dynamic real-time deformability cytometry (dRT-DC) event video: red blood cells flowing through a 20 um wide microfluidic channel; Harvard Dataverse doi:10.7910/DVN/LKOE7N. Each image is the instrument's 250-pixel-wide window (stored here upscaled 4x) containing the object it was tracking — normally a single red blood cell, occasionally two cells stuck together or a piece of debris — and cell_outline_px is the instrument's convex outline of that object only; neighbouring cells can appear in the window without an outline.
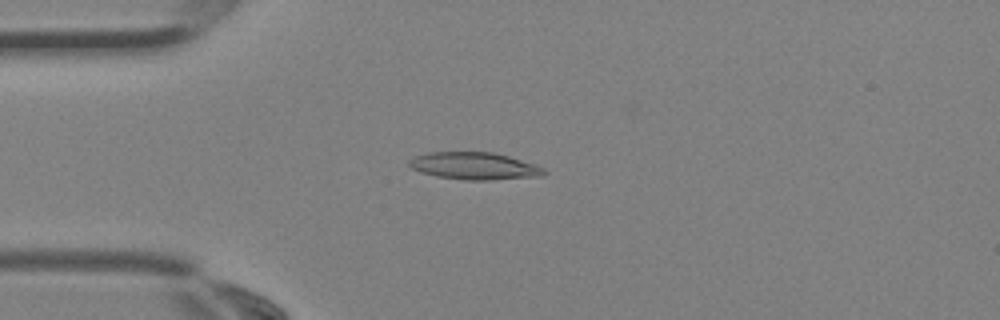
{"species": "Egyptian fruit bat (a non-hibernating species)", "species_latin": "Rousettus aegyptiacus", "temperature_condition": "room temperature", "stored_images_in_passage": 3, "camera_frame_rate_fps": 3000, "um_per_image_px": 0.085, "animal": {"sex": "female"}, "frame": {"image": 1, "passage_image": 3, "time_ms": 0.667, "image_size_px": [1000, 320], "cell_outline_px": [[548, 172], [544, 176], [492, 180], [464, 180], [436, 176], [420, 172], [412, 168], [408, 164], [408, 160], [416, 156], [428, 152], [492, 152], [508, 156], [536, 164], [544, 168]], "centroid_in_image_um": [40.36, 14.11], "position_along_channel_um": 44.6, "area_um2": 21.62}}